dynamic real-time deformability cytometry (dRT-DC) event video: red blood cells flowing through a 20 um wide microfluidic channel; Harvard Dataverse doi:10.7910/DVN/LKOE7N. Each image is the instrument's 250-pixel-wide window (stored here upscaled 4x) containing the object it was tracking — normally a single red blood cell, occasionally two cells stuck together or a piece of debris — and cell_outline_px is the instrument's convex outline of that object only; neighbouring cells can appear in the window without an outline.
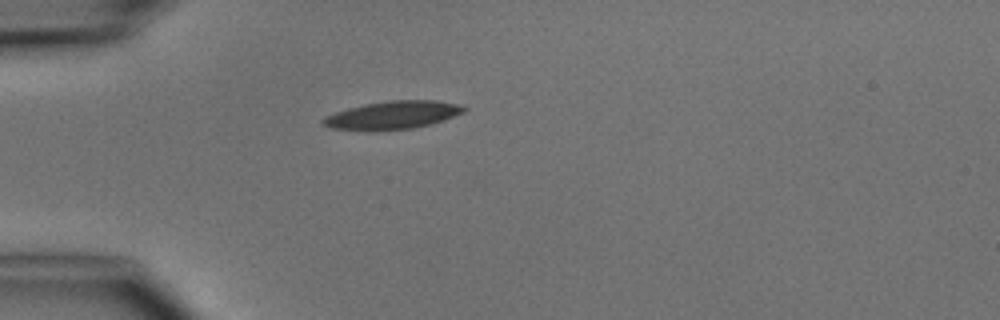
{"species": "common noctule bat (a hibernating species)", "species_latin": "Nyctalus noctula", "temperature_condition": "cold", "stored_images_in_passage": 1, "camera_frame_rate_fps": 3000, "um_per_image_px": 0.085, "animal": {"sex": "male", "body_mass_g": 15.6}, "frame": {"image": 1, "passage_image": 1, "time_ms": 0.0, "image_size_px": [1000, 320], "cell_outline_px": [[468, 108], [464, 112], [444, 120], [432, 124], [412, 128], [368, 132], [332, 128], [324, 124], [320, 120], [336, 112], [348, 108], [364, 104], [388, 100], [436, 100], [460, 104]], "centroid_in_image_um": [33.4, 9.79], "position_along_channel_um": 51.6, "area_um2": 23.29}}